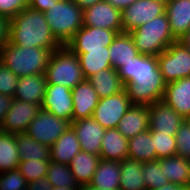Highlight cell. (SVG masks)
Here are the masks:
<instances>
[{
    "instance_id": "obj_5",
    "label": "cell",
    "mask_w": 190,
    "mask_h": 190,
    "mask_svg": "<svg viewBox=\"0 0 190 190\" xmlns=\"http://www.w3.org/2000/svg\"><path fill=\"white\" fill-rule=\"evenodd\" d=\"M44 16L53 36L62 46L83 27V10L74 0H59L44 12Z\"/></svg>"
},
{
    "instance_id": "obj_12",
    "label": "cell",
    "mask_w": 190,
    "mask_h": 190,
    "mask_svg": "<svg viewBox=\"0 0 190 190\" xmlns=\"http://www.w3.org/2000/svg\"><path fill=\"white\" fill-rule=\"evenodd\" d=\"M40 109L41 106L37 104L13 99L0 126V132L10 134L25 133Z\"/></svg>"
},
{
    "instance_id": "obj_45",
    "label": "cell",
    "mask_w": 190,
    "mask_h": 190,
    "mask_svg": "<svg viewBox=\"0 0 190 190\" xmlns=\"http://www.w3.org/2000/svg\"><path fill=\"white\" fill-rule=\"evenodd\" d=\"M13 99V97L0 94V126L3 122L4 116L7 114L12 104Z\"/></svg>"
},
{
    "instance_id": "obj_23",
    "label": "cell",
    "mask_w": 190,
    "mask_h": 190,
    "mask_svg": "<svg viewBox=\"0 0 190 190\" xmlns=\"http://www.w3.org/2000/svg\"><path fill=\"white\" fill-rule=\"evenodd\" d=\"M128 155V139L116 128L106 129L103 135L100 159L123 161Z\"/></svg>"
},
{
    "instance_id": "obj_18",
    "label": "cell",
    "mask_w": 190,
    "mask_h": 190,
    "mask_svg": "<svg viewBox=\"0 0 190 190\" xmlns=\"http://www.w3.org/2000/svg\"><path fill=\"white\" fill-rule=\"evenodd\" d=\"M162 101L185 119H190V77L166 84Z\"/></svg>"
},
{
    "instance_id": "obj_11",
    "label": "cell",
    "mask_w": 190,
    "mask_h": 190,
    "mask_svg": "<svg viewBox=\"0 0 190 190\" xmlns=\"http://www.w3.org/2000/svg\"><path fill=\"white\" fill-rule=\"evenodd\" d=\"M117 34L114 30L83 26L66 46L73 53H86L87 50L104 49V47H108L113 42Z\"/></svg>"
},
{
    "instance_id": "obj_34",
    "label": "cell",
    "mask_w": 190,
    "mask_h": 190,
    "mask_svg": "<svg viewBox=\"0 0 190 190\" xmlns=\"http://www.w3.org/2000/svg\"><path fill=\"white\" fill-rule=\"evenodd\" d=\"M46 177L52 187H80L66 164L50 161Z\"/></svg>"
},
{
    "instance_id": "obj_21",
    "label": "cell",
    "mask_w": 190,
    "mask_h": 190,
    "mask_svg": "<svg viewBox=\"0 0 190 190\" xmlns=\"http://www.w3.org/2000/svg\"><path fill=\"white\" fill-rule=\"evenodd\" d=\"M81 151L80 142L73 127L69 128L50 147V161L69 165Z\"/></svg>"
},
{
    "instance_id": "obj_38",
    "label": "cell",
    "mask_w": 190,
    "mask_h": 190,
    "mask_svg": "<svg viewBox=\"0 0 190 190\" xmlns=\"http://www.w3.org/2000/svg\"><path fill=\"white\" fill-rule=\"evenodd\" d=\"M176 155L190 160V119H185L175 135Z\"/></svg>"
},
{
    "instance_id": "obj_22",
    "label": "cell",
    "mask_w": 190,
    "mask_h": 190,
    "mask_svg": "<svg viewBox=\"0 0 190 190\" xmlns=\"http://www.w3.org/2000/svg\"><path fill=\"white\" fill-rule=\"evenodd\" d=\"M173 36L179 41L190 29V0H171L166 11Z\"/></svg>"
},
{
    "instance_id": "obj_13",
    "label": "cell",
    "mask_w": 190,
    "mask_h": 190,
    "mask_svg": "<svg viewBox=\"0 0 190 190\" xmlns=\"http://www.w3.org/2000/svg\"><path fill=\"white\" fill-rule=\"evenodd\" d=\"M83 26H91L123 32L121 10L105 0L83 11Z\"/></svg>"
},
{
    "instance_id": "obj_47",
    "label": "cell",
    "mask_w": 190,
    "mask_h": 190,
    "mask_svg": "<svg viewBox=\"0 0 190 190\" xmlns=\"http://www.w3.org/2000/svg\"><path fill=\"white\" fill-rule=\"evenodd\" d=\"M74 1L84 11L85 9L92 7L93 5L103 0H74Z\"/></svg>"
},
{
    "instance_id": "obj_52",
    "label": "cell",
    "mask_w": 190,
    "mask_h": 190,
    "mask_svg": "<svg viewBox=\"0 0 190 190\" xmlns=\"http://www.w3.org/2000/svg\"><path fill=\"white\" fill-rule=\"evenodd\" d=\"M161 1H163V2H165V3H168V2H170L171 0H161Z\"/></svg>"
},
{
    "instance_id": "obj_44",
    "label": "cell",
    "mask_w": 190,
    "mask_h": 190,
    "mask_svg": "<svg viewBox=\"0 0 190 190\" xmlns=\"http://www.w3.org/2000/svg\"><path fill=\"white\" fill-rule=\"evenodd\" d=\"M52 188L46 176L27 183V190H52Z\"/></svg>"
},
{
    "instance_id": "obj_25",
    "label": "cell",
    "mask_w": 190,
    "mask_h": 190,
    "mask_svg": "<svg viewBox=\"0 0 190 190\" xmlns=\"http://www.w3.org/2000/svg\"><path fill=\"white\" fill-rule=\"evenodd\" d=\"M120 176L119 161L100 159L90 184L103 190H119Z\"/></svg>"
},
{
    "instance_id": "obj_36",
    "label": "cell",
    "mask_w": 190,
    "mask_h": 190,
    "mask_svg": "<svg viewBox=\"0 0 190 190\" xmlns=\"http://www.w3.org/2000/svg\"><path fill=\"white\" fill-rule=\"evenodd\" d=\"M156 150V160L176 155V138L160 131H150Z\"/></svg>"
},
{
    "instance_id": "obj_20",
    "label": "cell",
    "mask_w": 190,
    "mask_h": 190,
    "mask_svg": "<svg viewBox=\"0 0 190 190\" xmlns=\"http://www.w3.org/2000/svg\"><path fill=\"white\" fill-rule=\"evenodd\" d=\"M46 75L36 74L18 79L14 99L42 105L46 91Z\"/></svg>"
},
{
    "instance_id": "obj_7",
    "label": "cell",
    "mask_w": 190,
    "mask_h": 190,
    "mask_svg": "<svg viewBox=\"0 0 190 190\" xmlns=\"http://www.w3.org/2000/svg\"><path fill=\"white\" fill-rule=\"evenodd\" d=\"M158 66L166 84L190 77V50L180 41L172 43L158 56Z\"/></svg>"
},
{
    "instance_id": "obj_51",
    "label": "cell",
    "mask_w": 190,
    "mask_h": 190,
    "mask_svg": "<svg viewBox=\"0 0 190 190\" xmlns=\"http://www.w3.org/2000/svg\"><path fill=\"white\" fill-rule=\"evenodd\" d=\"M52 190H79V187H53Z\"/></svg>"
},
{
    "instance_id": "obj_37",
    "label": "cell",
    "mask_w": 190,
    "mask_h": 190,
    "mask_svg": "<svg viewBox=\"0 0 190 190\" xmlns=\"http://www.w3.org/2000/svg\"><path fill=\"white\" fill-rule=\"evenodd\" d=\"M50 160H25L20 161L18 169L27 183L45 177Z\"/></svg>"
},
{
    "instance_id": "obj_41",
    "label": "cell",
    "mask_w": 190,
    "mask_h": 190,
    "mask_svg": "<svg viewBox=\"0 0 190 190\" xmlns=\"http://www.w3.org/2000/svg\"><path fill=\"white\" fill-rule=\"evenodd\" d=\"M28 7V0H0V15L7 16L10 20Z\"/></svg>"
},
{
    "instance_id": "obj_46",
    "label": "cell",
    "mask_w": 190,
    "mask_h": 190,
    "mask_svg": "<svg viewBox=\"0 0 190 190\" xmlns=\"http://www.w3.org/2000/svg\"><path fill=\"white\" fill-rule=\"evenodd\" d=\"M106 2L110 3L112 6L119 10H123L130 6L136 0H105Z\"/></svg>"
},
{
    "instance_id": "obj_8",
    "label": "cell",
    "mask_w": 190,
    "mask_h": 190,
    "mask_svg": "<svg viewBox=\"0 0 190 190\" xmlns=\"http://www.w3.org/2000/svg\"><path fill=\"white\" fill-rule=\"evenodd\" d=\"M70 125L69 121L40 109L25 133L35 141L51 147Z\"/></svg>"
},
{
    "instance_id": "obj_3",
    "label": "cell",
    "mask_w": 190,
    "mask_h": 190,
    "mask_svg": "<svg viewBox=\"0 0 190 190\" xmlns=\"http://www.w3.org/2000/svg\"><path fill=\"white\" fill-rule=\"evenodd\" d=\"M54 51L38 47H19L8 42L0 49V62L18 78L44 74Z\"/></svg>"
},
{
    "instance_id": "obj_9",
    "label": "cell",
    "mask_w": 190,
    "mask_h": 190,
    "mask_svg": "<svg viewBox=\"0 0 190 190\" xmlns=\"http://www.w3.org/2000/svg\"><path fill=\"white\" fill-rule=\"evenodd\" d=\"M166 11V3L161 0H136L121 11L123 32L129 33Z\"/></svg>"
},
{
    "instance_id": "obj_29",
    "label": "cell",
    "mask_w": 190,
    "mask_h": 190,
    "mask_svg": "<svg viewBox=\"0 0 190 190\" xmlns=\"http://www.w3.org/2000/svg\"><path fill=\"white\" fill-rule=\"evenodd\" d=\"M127 158L141 163L156 160V150L150 129L128 140Z\"/></svg>"
},
{
    "instance_id": "obj_33",
    "label": "cell",
    "mask_w": 190,
    "mask_h": 190,
    "mask_svg": "<svg viewBox=\"0 0 190 190\" xmlns=\"http://www.w3.org/2000/svg\"><path fill=\"white\" fill-rule=\"evenodd\" d=\"M20 161L50 160V147L35 141L26 133L16 134Z\"/></svg>"
},
{
    "instance_id": "obj_26",
    "label": "cell",
    "mask_w": 190,
    "mask_h": 190,
    "mask_svg": "<svg viewBox=\"0 0 190 190\" xmlns=\"http://www.w3.org/2000/svg\"><path fill=\"white\" fill-rule=\"evenodd\" d=\"M160 165L169 183L190 187V160L174 155L160 159Z\"/></svg>"
},
{
    "instance_id": "obj_30",
    "label": "cell",
    "mask_w": 190,
    "mask_h": 190,
    "mask_svg": "<svg viewBox=\"0 0 190 190\" xmlns=\"http://www.w3.org/2000/svg\"><path fill=\"white\" fill-rule=\"evenodd\" d=\"M79 57L85 79L98 71L113 68L109 56V46L104 49L87 50L86 53H74Z\"/></svg>"
},
{
    "instance_id": "obj_48",
    "label": "cell",
    "mask_w": 190,
    "mask_h": 190,
    "mask_svg": "<svg viewBox=\"0 0 190 190\" xmlns=\"http://www.w3.org/2000/svg\"><path fill=\"white\" fill-rule=\"evenodd\" d=\"M186 187H182L176 184L168 183L154 190H184Z\"/></svg>"
},
{
    "instance_id": "obj_2",
    "label": "cell",
    "mask_w": 190,
    "mask_h": 190,
    "mask_svg": "<svg viewBox=\"0 0 190 190\" xmlns=\"http://www.w3.org/2000/svg\"><path fill=\"white\" fill-rule=\"evenodd\" d=\"M9 42L19 47L56 50L62 46L53 36L44 13L29 7L10 20Z\"/></svg>"
},
{
    "instance_id": "obj_24",
    "label": "cell",
    "mask_w": 190,
    "mask_h": 190,
    "mask_svg": "<svg viewBox=\"0 0 190 190\" xmlns=\"http://www.w3.org/2000/svg\"><path fill=\"white\" fill-rule=\"evenodd\" d=\"M139 54L131 35L126 32L117 34L109 45V56L115 70H118Z\"/></svg>"
},
{
    "instance_id": "obj_4",
    "label": "cell",
    "mask_w": 190,
    "mask_h": 190,
    "mask_svg": "<svg viewBox=\"0 0 190 190\" xmlns=\"http://www.w3.org/2000/svg\"><path fill=\"white\" fill-rule=\"evenodd\" d=\"M142 55L158 56L178 41L172 34L167 14L164 13L129 32Z\"/></svg>"
},
{
    "instance_id": "obj_42",
    "label": "cell",
    "mask_w": 190,
    "mask_h": 190,
    "mask_svg": "<svg viewBox=\"0 0 190 190\" xmlns=\"http://www.w3.org/2000/svg\"><path fill=\"white\" fill-rule=\"evenodd\" d=\"M10 19L0 15V49L9 42Z\"/></svg>"
},
{
    "instance_id": "obj_39",
    "label": "cell",
    "mask_w": 190,
    "mask_h": 190,
    "mask_svg": "<svg viewBox=\"0 0 190 190\" xmlns=\"http://www.w3.org/2000/svg\"><path fill=\"white\" fill-rule=\"evenodd\" d=\"M0 190H27V181L18 168L12 169L0 173Z\"/></svg>"
},
{
    "instance_id": "obj_50",
    "label": "cell",
    "mask_w": 190,
    "mask_h": 190,
    "mask_svg": "<svg viewBox=\"0 0 190 190\" xmlns=\"http://www.w3.org/2000/svg\"><path fill=\"white\" fill-rule=\"evenodd\" d=\"M79 190H103V189L94 187V186L91 185V184H85V185H81V186L79 187ZM105 190H106V189H105Z\"/></svg>"
},
{
    "instance_id": "obj_35",
    "label": "cell",
    "mask_w": 190,
    "mask_h": 190,
    "mask_svg": "<svg viewBox=\"0 0 190 190\" xmlns=\"http://www.w3.org/2000/svg\"><path fill=\"white\" fill-rule=\"evenodd\" d=\"M142 174L146 190H154L169 183L161 170L160 159L144 162Z\"/></svg>"
},
{
    "instance_id": "obj_40",
    "label": "cell",
    "mask_w": 190,
    "mask_h": 190,
    "mask_svg": "<svg viewBox=\"0 0 190 190\" xmlns=\"http://www.w3.org/2000/svg\"><path fill=\"white\" fill-rule=\"evenodd\" d=\"M18 79L14 72L0 62V94L14 97Z\"/></svg>"
},
{
    "instance_id": "obj_27",
    "label": "cell",
    "mask_w": 190,
    "mask_h": 190,
    "mask_svg": "<svg viewBox=\"0 0 190 190\" xmlns=\"http://www.w3.org/2000/svg\"><path fill=\"white\" fill-rule=\"evenodd\" d=\"M87 80L93 86L100 99L116 94L124 89L118 71L114 68L100 70Z\"/></svg>"
},
{
    "instance_id": "obj_15",
    "label": "cell",
    "mask_w": 190,
    "mask_h": 190,
    "mask_svg": "<svg viewBox=\"0 0 190 190\" xmlns=\"http://www.w3.org/2000/svg\"><path fill=\"white\" fill-rule=\"evenodd\" d=\"M185 118L178 114L164 101H157L149 106V129L175 136Z\"/></svg>"
},
{
    "instance_id": "obj_32",
    "label": "cell",
    "mask_w": 190,
    "mask_h": 190,
    "mask_svg": "<svg viewBox=\"0 0 190 190\" xmlns=\"http://www.w3.org/2000/svg\"><path fill=\"white\" fill-rule=\"evenodd\" d=\"M19 163L16 134L0 132V173L17 169Z\"/></svg>"
},
{
    "instance_id": "obj_14",
    "label": "cell",
    "mask_w": 190,
    "mask_h": 190,
    "mask_svg": "<svg viewBox=\"0 0 190 190\" xmlns=\"http://www.w3.org/2000/svg\"><path fill=\"white\" fill-rule=\"evenodd\" d=\"M41 109L71 123L73 116L72 89L59 84H47Z\"/></svg>"
},
{
    "instance_id": "obj_28",
    "label": "cell",
    "mask_w": 190,
    "mask_h": 190,
    "mask_svg": "<svg viewBox=\"0 0 190 190\" xmlns=\"http://www.w3.org/2000/svg\"><path fill=\"white\" fill-rule=\"evenodd\" d=\"M100 156L80 151L70 162V170L79 186L90 184L97 169Z\"/></svg>"
},
{
    "instance_id": "obj_16",
    "label": "cell",
    "mask_w": 190,
    "mask_h": 190,
    "mask_svg": "<svg viewBox=\"0 0 190 190\" xmlns=\"http://www.w3.org/2000/svg\"><path fill=\"white\" fill-rule=\"evenodd\" d=\"M71 126L77 134L81 151L100 155V148L104 129L93 117L81 118L71 122Z\"/></svg>"
},
{
    "instance_id": "obj_10",
    "label": "cell",
    "mask_w": 190,
    "mask_h": 190,
    "mask_svg": "<svg viewBox=\"0 0 190 190\" xmlns=\"http://www.w3.org/2000/svg\"><path fill=\"white\" fill-rule=\"evenodd\" d=\"M125 89L108 97L101 98L92 117L104 128H117L120 119L131 107Z\"/></svg>"
},
{
    "instance_id": "obj_19",
    "label": "cell",
    "mask_w": 190,
    "mask_h": 190,
    "mask_svg": "<svg viewBox=\"0 0 190 190\" xmlns=\"http://www.w3.org/2000/svg\"><path fill=\"white\" fill-rule=\"evenodd\" d=\"M128 140L149 129V106L131 105L116 128Z\"/></svg>"
},
{
    "instance_id": "obj_1",
    "label": "cell",
    "mask_w": 190,
    "mask_h": 190,
    "mask_svg": "<svg viewBox=\"0 0 190 190\" xmlns=\"http://www.w3.org/2000/svg\"><path fill=\"white\" fill-rule=\"evenodd\" d=\"M117 71L132 105L150 106L163 100L166 83L157 56L139 54Z\"/></svg>"
},
{
    "instance_id": "obj_49",
    "label": "cell",
    "mask_w": 190,
    "mask_h": 190,
    "mask_svg": "<svg viewBox=\"0 0 190 190\" xmlns=\"http://www.w3.org/2000/svg\"><path fill=\"white\" fill-rule=\"evenodd\" d=\"M179 41L190 50V29Z\"/></svg>"
},
{
    "instance_id": "obj_6",
    "label": "cell",
    "mask_w": 190,
    "mask_h": 190,
    "mask_svg": "<svg viewBox=\"0 0 190 190\" xmlns=\"http://www.w3.org/2000/svg\"><path fill=\"white\" fill-rule=\"evenodd\" d=\"M45 75L47 84H59L70 89L85 80L79 57L66 45L52 53Z\"/></svg>"
},
{
    "instance_id": "obj_31",
    "label": "cell",
    "mask_w": 190,
    "mask_h": 190,
    "mask_svg": "<svg viewBox=\"0 0 190 190\" xmlns=\"http://www.w3.org/2000/svg\"><path fill=\"white\" fill-rule=\"evenodd\" d=\"M142 164L129 158L120 162L121 178L119 190H146L142 174Z\"/></svg>"
},
{
    "instance_id": "obj_43",
    "label": "cell",
    "mask_w": 190,
    "mask_h": 190,
    "mask_svg": "<svg viewBox=\"0 0 190 190\" xmlns=\"http://www.w3.org/2000/svg\"><path fill=\"white\" fill-rule=\"evenodd\" d=\"M58 1L59 0H28V7L44 13Z\"/></svg>"
},
{
    "instance_id": "obj_17",
    "label": "cell",
    "mask_w": 190,
    "mask_h": 190,
    "mask_svg": "<svg viewBox=\"0 0 190 190\" xmlns=\"http://www.w3.org/2000/svg\"><path fill=\"white\" fill-rule=\"evenodd\" d=\"M73 116L72 122L93 115L100 98L90 82L85 79L72 89Z\"/></svg>"
}]
</instances>
